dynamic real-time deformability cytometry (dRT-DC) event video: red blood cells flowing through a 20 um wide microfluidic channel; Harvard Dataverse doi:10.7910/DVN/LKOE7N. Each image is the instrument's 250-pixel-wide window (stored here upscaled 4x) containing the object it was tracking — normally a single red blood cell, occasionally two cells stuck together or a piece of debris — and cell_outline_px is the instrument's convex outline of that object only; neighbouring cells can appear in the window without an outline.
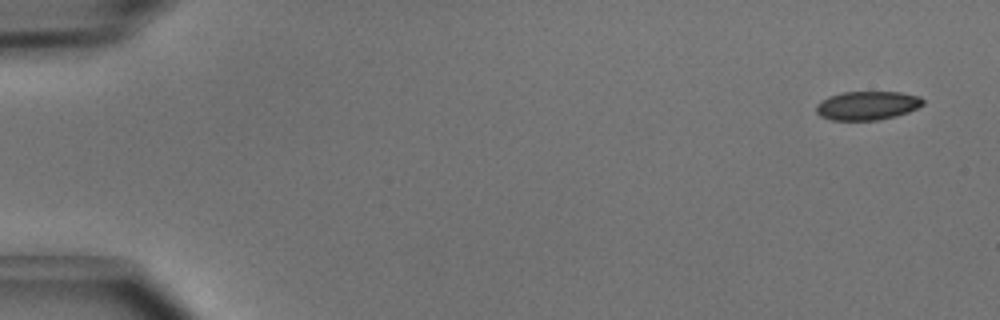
{"species": "common noctule bat (a hibernating species)", "species_latin": "Nyctalus noctula", "temperature_condition": "cold", "stored_images_in_passage": 5, "camera_frame_rate_fps": 3000, "um_per_image_px": 0.085, "animal": {"sex": "male", "body_mass_g": 15.6}, "frame": {"image": 1, "passage_image": 1, "time_ms": 0.0, "image_size_px": [1000, 320], "cell_outline_px": [[924, 104], [908, 112], [896, 116], [876, 120], [832, 120], [820, 116], [816, 112], [816, 104], [820, 100], [828, 96], [840, 92], [900, 92], [920, 96], [924, 100]], "centroid_in_image_um": [73.69, 8.96], "position_along_channel_um": 11.3, "area_um2": 18.03}}
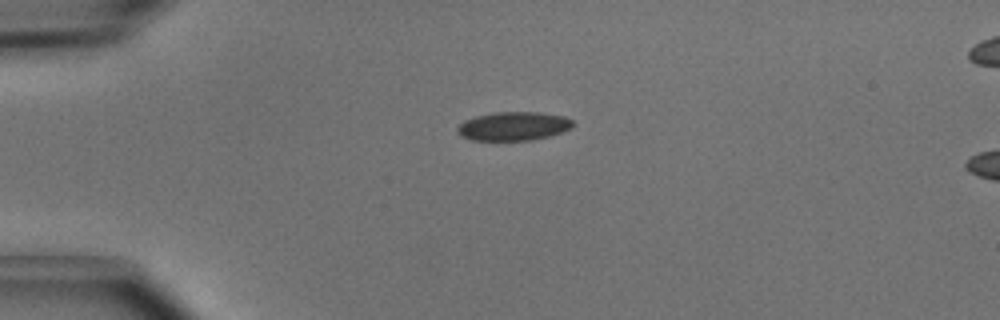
{"frame": {"image": 2, "passage_image": 4, "time_ms": 1.0, "image_size_px": [1000, 320], "cell_outline_px": [[572, 128], [552, 136], [532, 140], [472, 140], [460, 136], [456, 132], [456, 128], [464, 120], [476, 116], [496, 112], [540, 112], [564, 116], [572, 120]], "centroid_in_image_um": [43.64, 10.73], "position_along_channel_um": 41.4, "area_um2": 19.48}}